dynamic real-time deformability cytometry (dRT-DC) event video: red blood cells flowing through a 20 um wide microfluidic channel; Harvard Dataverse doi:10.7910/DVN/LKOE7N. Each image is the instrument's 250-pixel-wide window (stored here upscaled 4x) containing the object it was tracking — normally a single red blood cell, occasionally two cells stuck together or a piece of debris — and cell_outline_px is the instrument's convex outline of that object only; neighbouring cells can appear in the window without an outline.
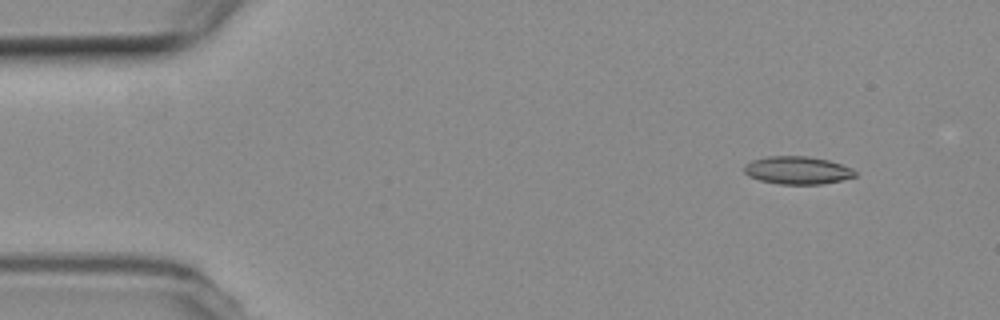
{"species": "common noctule bat (a hibernating species)", "species_latin": "Nyctalus noctula", "temperature_condition": "room temperature", "stored_images_in_passage": 51, "camera_frame_rate_fps": 3000, "um_per_image_px": 0.085, "animal": {"sex": "female", "body_mass_g": 19.3, "forearm_length_mm": 54.1}, "frame": {"image": 1, "passage_image": 2, "time_ms": 0.333, "image_size_px": [1000, 320], "cell_outline_px": [[856, 176], [840, 180], [820, 184], [780, 184], [760, 180], [748, 176], [744, 172], [744, 164], [752, 160], [768, 156], [808, 156], [828, 160], [852, 168], [856, 172]], "centroid_in_image_um": [67.75, 14.47], "position_along_channel_um": 17.2, "area_um2": 17.92}}
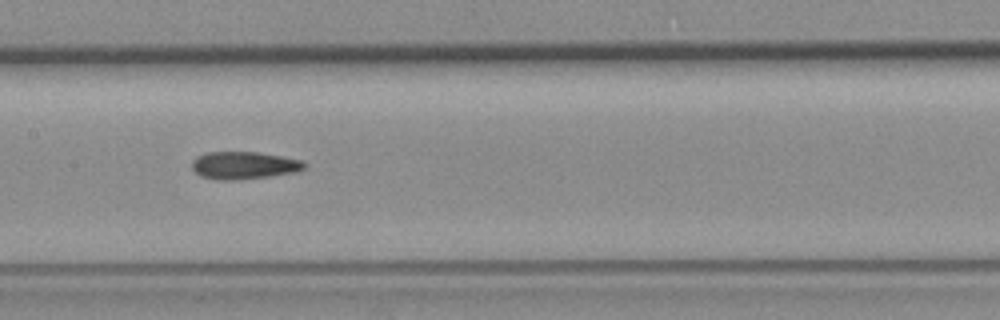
{"frame": {"image": 2, "passage_image": 23, "time_ms": 7.333, "image_size_px": [1000, 320], "cell_outline_px": [[308, 164], [304, 168], [296, 172], [268, 176], [236, 180], [216, 180], [200, 176], [192, 168], [192, 160], [196, 156], [208, 152], [256, 152], [280, 156], [300, 160]], "centroid_in_image_um": [20.7, 14.06], "position_along_channel_um": 186.7, "area_um2": 17.98}}
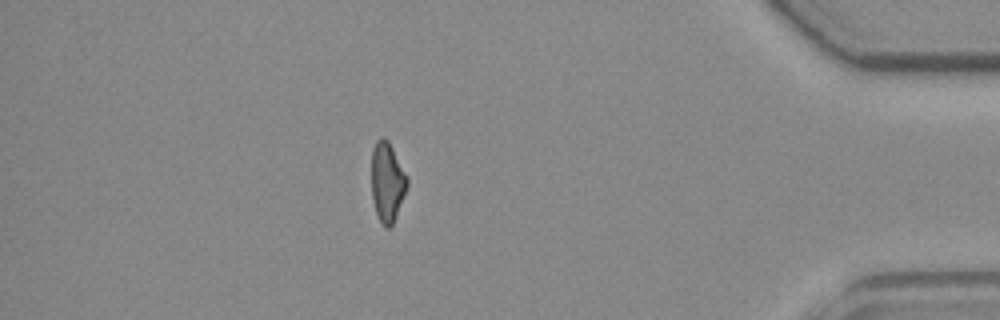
{"frame": {"image": 3, "passage_image": 44, "time_ms": 14.333, "image_size_px": [1000, 320], "cell_outline_px": [[408, 184], [396, 216], [392, 224], [388, 228], [384, 228], [376, 212], [372, 196], [372, 148], [376, 140], [380, 136], [384, 136], [388, 140], [408, 176]], "centroid_in_image_um": [32.91, 15.42], "position_along_channel_um": 402.3, "area_um2": 16.53}, "authors_computed_cell_mechanics": {"area_um2": 17.918, "velocity_mm_per_s": 3.7659, "shape_relaxation_time_tau1_ms": null, "shape_relaxation_time_tau2_ms": 3.2999, "deformation_change_tau1": null, "deformation_change_tau2": 0.1239}}